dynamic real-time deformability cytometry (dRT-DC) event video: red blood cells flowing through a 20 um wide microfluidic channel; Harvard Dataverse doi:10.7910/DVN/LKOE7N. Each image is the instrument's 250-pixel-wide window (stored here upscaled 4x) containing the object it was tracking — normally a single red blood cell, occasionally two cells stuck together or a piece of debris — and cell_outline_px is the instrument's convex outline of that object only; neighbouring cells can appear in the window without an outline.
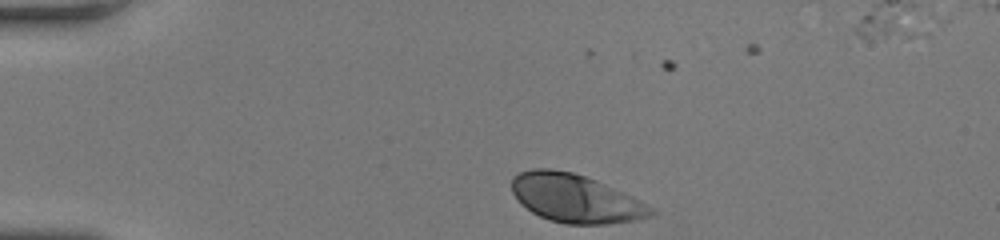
{"species": "human", "species_latin": "Homo sapiens", "temperature_condition": "room temperature", "stored_images_in_passage": 44, "camera_frame_rate_fps": 3000, "um_per_image_px": 0.085, "donor": {"sex": "female"}, "frame": {"image": 1, "passage_image": 1, "time_ms": 0.0, "image_size_px": [1000, 240], "cell_outline_px": [[656, 212], [648, 216], [636, 220], [608, 224], [564, 224], [548, 220], [532, 212], [520, 204], [512, 192], [512, 176], [520, 172], [532, 168], [548, 168], [572, 172], [596, 180], [632, 196], [652, 208]], "centroid_in_image_um": [48.86, 16.86], "position_along_channel_um": 36.1, "area_um2": 39.13}}
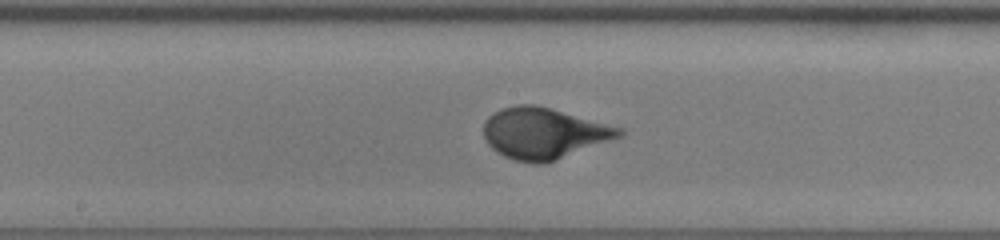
{"frame": {"image": 2, "passage_image": 19, "time_ms": 6.0, "image_size_px": [1000, 240], "cell_outline_px": [[624, 132], [620, 136], [544, 164], [532, 164], [516, 160], [504, 156], [496, 152], [488, 144], [484, 136], [484, 120], [492, 112], [500, 108], [520, 104], [536, 104], [624, 128]], "centroid_in_image_um": [46.17, 11.31], "position_along_channel_um": 202.0, "area_um2": 40.23}}
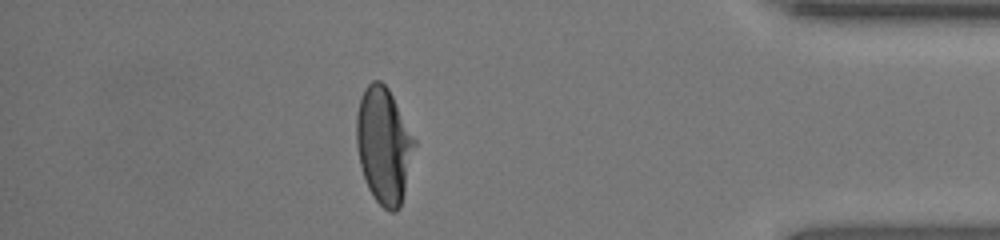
{"frame": {"image": 3, "passage_image": 38, "time_ms": 12.333, "image_size_px": [1000, 240], "cell_outline_px": [[416, 144], [400, 208], [396, 212], [392, 212], [384, 208], [372, 196], [368, 188], [360, 164], [356, 144], [356, 116], [360, 100], [364, 88], [372, 80], [380, 80], [388, 88], [416, 140]], "centroid_in_image_um": [32.62, 12.35], "position_along_channel_um": 402.6, "area_um2": 39.13}, "authors_computed_cell_mechanics": {"area_um2": 39.4196, "velocity_mm_per_s": 3.6903, "shape_relaxation_time_tau1_ms": 4.1654, "shape_relaxation_time_tau2_ms": null, "deformation_change_tau1": 0.2206, "deformation_change_tau2": null}}